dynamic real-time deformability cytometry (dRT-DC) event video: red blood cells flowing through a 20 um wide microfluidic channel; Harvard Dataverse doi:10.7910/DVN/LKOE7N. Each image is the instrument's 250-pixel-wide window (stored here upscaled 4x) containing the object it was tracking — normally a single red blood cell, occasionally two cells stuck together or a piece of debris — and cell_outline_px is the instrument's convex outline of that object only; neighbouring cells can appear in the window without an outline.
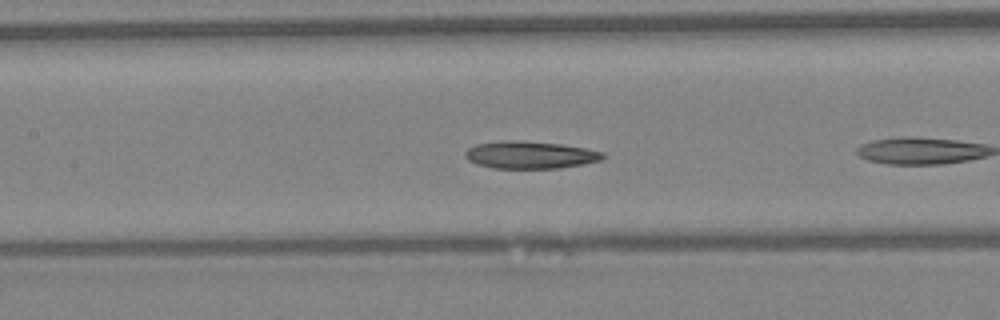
{"species": "Egyptian fruit bat (a non-hibernating species)", "species_latin": "Rousettus aegyptiacus", "temperature_condition": "warm", "stored_images_in_passage": 13, "camera_frame_rate_fps": 3000, "um_per_image_px": 0.085, "animal": {"sex": "female"}, "frame": {"image": 1, "passage_image": 8, "time_ms": 2.333, "image_size_px": [1000, 320], "cell_outline_px": [[608, 156], [600, 160], [560, 168], [492, 168], [476, 164], [468, 160], [464, 156], [464, 152], [468, 148], [476, 144], [504, 140], [520, 140], [560, 144], [584, 148], [604, 152]], "centroid_in_image_um": [45.03, 13.16], "position_along_channel_um": 162.4, "area_um2": 22.02}}